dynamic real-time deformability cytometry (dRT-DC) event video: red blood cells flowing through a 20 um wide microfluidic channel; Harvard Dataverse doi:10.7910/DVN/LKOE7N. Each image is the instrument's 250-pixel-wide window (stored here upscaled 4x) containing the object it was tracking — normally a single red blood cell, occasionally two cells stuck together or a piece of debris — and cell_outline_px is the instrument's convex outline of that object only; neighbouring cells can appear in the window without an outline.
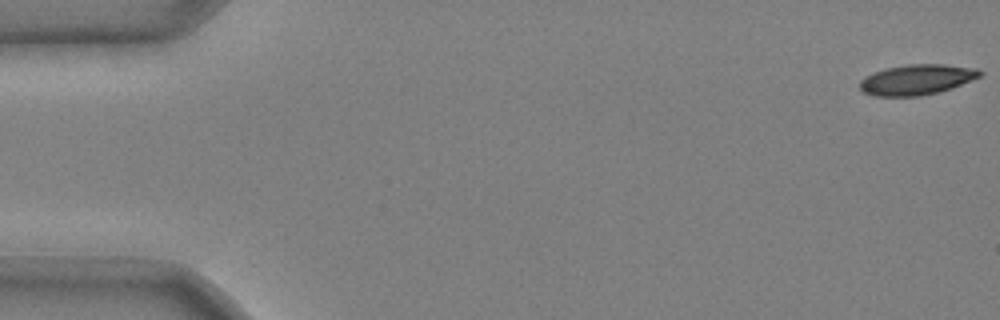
{"species": "common noctule bat (a hibernating species)", "species_latin": "Nyctalus noctula", "temperature_condition": "cold", "stored_images_in_passage": 48, "camera_frame_rate_fps": 3000, "um_per_image_px": 0.085, "animal": {"sex": "male", "body_mass_g": 20.4}, "frame": {"image": 1, "passage_image": 1, "time_ms": 0.0, "image_size_px": [1000, 320], "cell_outline_px": [[984, 72], [980, 76], [952, 88], [920, 96], [876, 96], [864, 92], [860, 88], [860, 80], [864, 76], [872, 72], [884, 68], [908, 64], [944, 64], [976, 68]], "centroid_in_image_um": [77.9, 6.75], "position_along_channel_um": 7.1, "area_um2": 21.27}}
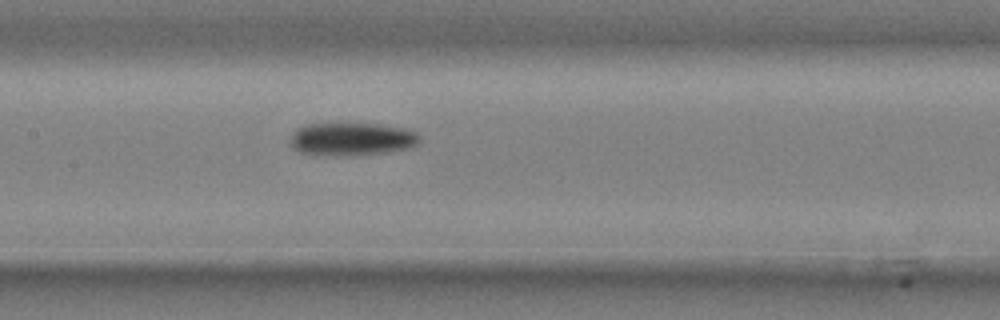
{"frame": {"image": 2, "passage_image": 26, "time_ms": 8.333, "image_size_px": [1000, 320], "cell_outline_px": [[420, 140], [412, 148], [356, 156], [336, 156], [300, 152], [292, 148], [288, 144], [292, 132], [296, 128], [304, 124], [380, 124], [404, 128], [416, 132], [420, 136]], "centroid_in_image_um": [29.87, 11.83], "position_along_channel_um": 177.5, "area_um2": 25.2}}
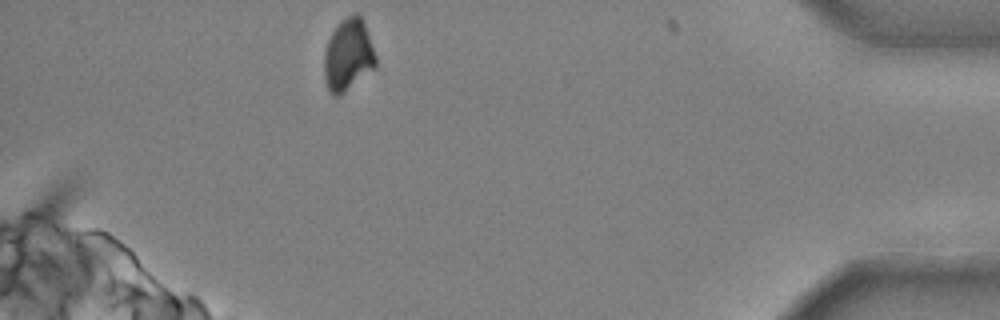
{"frame": {"image": 3, "passage_image": 48, "time_ms": 15.667, "image_size_px": [1000, 320], "cell_outline_px": [[376, 68], [344, 92], [336, 96], [332, 96], [328, 92], [324, 76], [324, 52], [328, 40], [332, 32], [340, 20], [356, 12], [364, 20], [376, 56]], "centroid_in_image_um": [29.59, 4.67], "position_along_channel_um": 405.6, "area_um2": 21.91}, "authors_computed_cell_mechanics": {"area_um2": 23.5824, "velocity_mm_per_s": 3.7187, "shape_relaxation_time_tau1_ms": 5.4748, "shape_relaxation_time_tau2_ms": null, "deformation_change_tau1": 0.1659, "deformation_change_tau2": null}}